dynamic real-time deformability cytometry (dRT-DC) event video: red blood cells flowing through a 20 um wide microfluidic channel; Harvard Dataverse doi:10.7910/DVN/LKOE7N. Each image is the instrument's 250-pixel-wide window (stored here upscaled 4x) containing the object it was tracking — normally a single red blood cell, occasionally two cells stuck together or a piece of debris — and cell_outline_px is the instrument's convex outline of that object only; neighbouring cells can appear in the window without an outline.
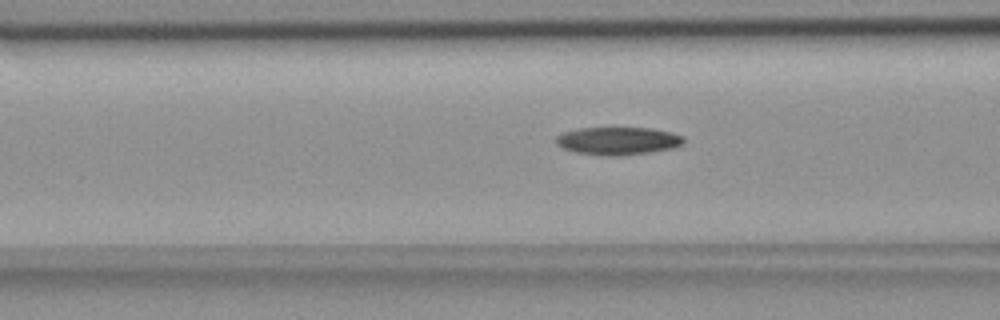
{"species": "common noctule bat (a hibernating species)", "species_latin": "Nyctalus noctula", "temperature_condition": "room temperature", "stored_images_in_passage": 46, "camera_frame_rate_fps": 3000, "um_per_image_px": 0.085, "animal": {"sex": "female", "body_mass_g": 18.4}, "frame": {"image": 1, "passage_image": 14, "time_ms": 4.333, "image_size_px": [1000, 320], "cell_outline_px": [[684, 144], [672, 148], [648, 152], [620, 156], [604, 156], [576, 152], [564, 148], [556, 144], [556, 136], [564, 132], [580, 128], [652, 128], [672, 132], [684, 136]], "centroid_in_image_um": [52.55, 11.97], "position_along_channel_um": 114.1, "area_um2": 20.69}}
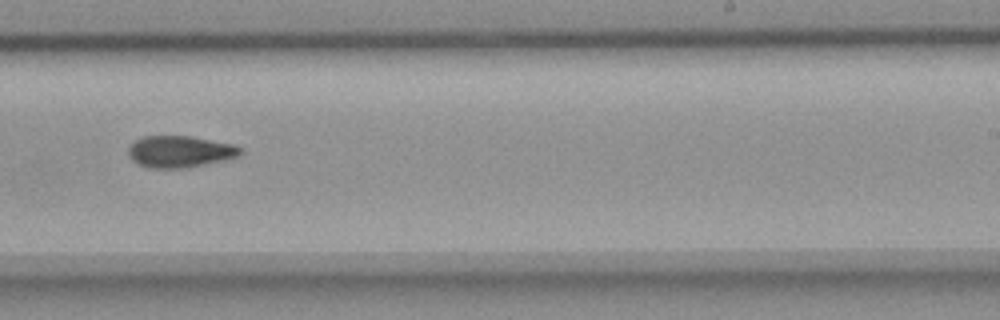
{"frame": {"image": 2, "passage_image": 27, "time_ms": 8.667, "image_size_px": [1000, 320], "cell_outline_px": [[240, 156], [224, 160], [180, 168], [148, 168], [132, 160], [128, 152], [128, 148], [136, 140], [144, 136], [188, 136], [232, 144], [240, 148]], "centroid_in_image_um": [15.26, 12.88], "position_along_channel_um": 273.7, "area_um2": 20.23}}
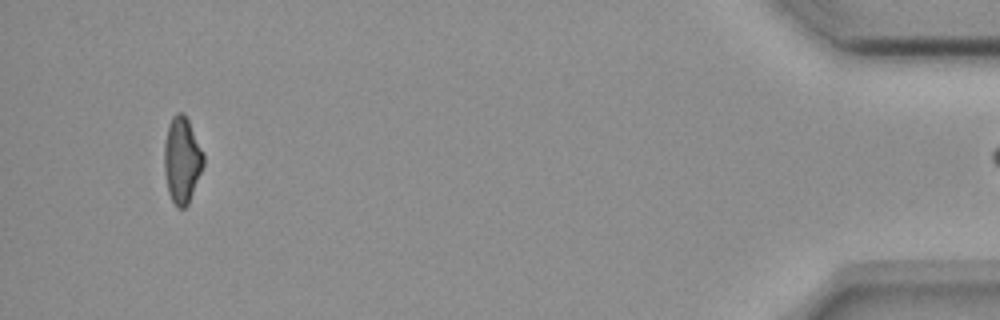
{"frame": {"image": 3, "passage_image": 45, "time_ms": 14.667, "image_size_px": [1000, 320], "cell_outline_px": [[204, 164], [188, 204], [184, 208], [176, 208], [168, 192], [164, 172], [164, 144], [168, 124], [172, 116], [176, 112], [184, 112], [204, 152]], "centroid_in_image_um": [15.46, 13.58], "position_along_channel_um": 419.7, "area_um2": 19.88}}